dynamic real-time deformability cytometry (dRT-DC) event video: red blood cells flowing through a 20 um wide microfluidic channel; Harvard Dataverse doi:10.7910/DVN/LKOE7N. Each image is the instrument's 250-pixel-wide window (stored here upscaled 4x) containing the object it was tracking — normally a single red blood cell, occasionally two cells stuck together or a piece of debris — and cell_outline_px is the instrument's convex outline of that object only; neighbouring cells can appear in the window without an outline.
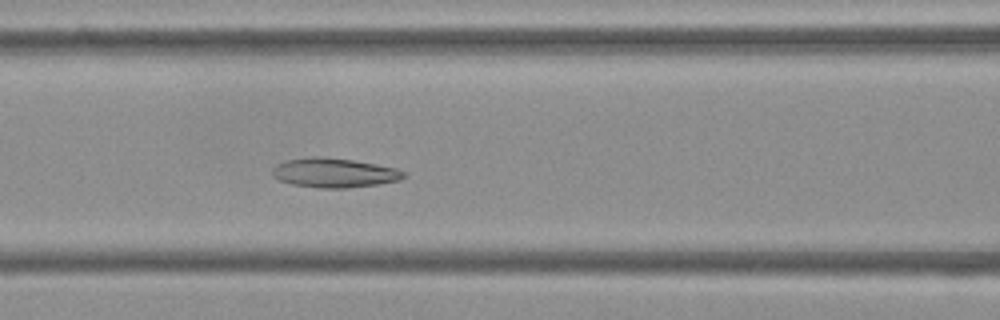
{"species": "Egyptian fruit bat (a non-hibernating species)", "species_latin": "Rousettus aegyptiacus", "temperature_condition": "cold", "stored_images_in_passage": 53, "camera_frame_rate_fps": 3000, "um_per_image_px": 0.085, "frame": {"image": 1, "passage_image": 22, "time_ms": 7.0, "image_size_px": [1000, 320], "cell_outline_px": [[408, 176], [400, 180], [376, 184], [348, 188], [316, 188], [292, 184], [280, 180], [272, 176], [272, 168], [276, 164], [284, 160], [316, 156], [324, 156], [352, 160], [396, 168], [408, 172]], "centroid_in_image_um": [28.41, 14.68], "position_along_channel_um": 138.2, "area_um2": 22.72}}
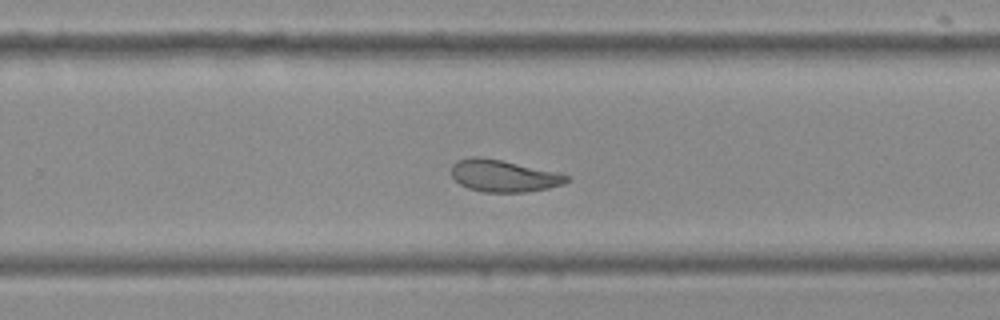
{"frame": {"image": 2, "passage_image": 34, "time_ms": 11.0, "image_size_px": [1000, 320], "cell_outline_px": [[572, 180], [564, 184], [548, 188], [524, 192], [484, 192], [468, 188], [460, 184], [452, 176], [452, 164], [456, 160], [472, 156], [480, 156], [500, 160], [556, 172], [572, 176]], "centroid_in_image_um": [42.82, 14.95], "position_along_channel_um": 287.0, "area_um2": 21.5}}
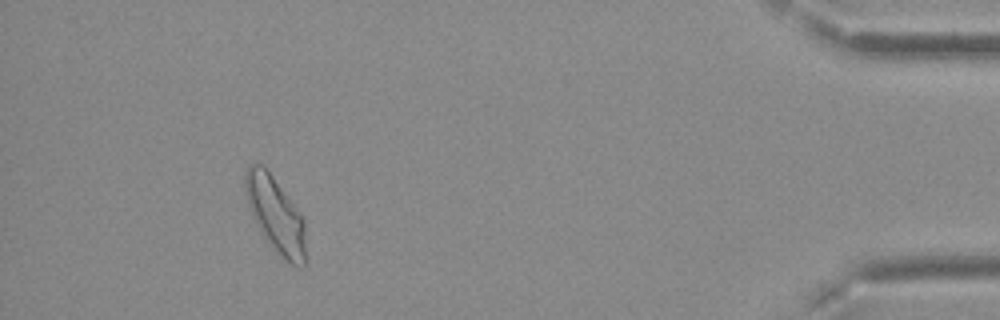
{"frame": {"image": 3, "passage_image": 49, "time_ms": 16.0, "image_size_px": [1000, 320], "cell_outline_px": [[304, 268], [300, 268], [292, 264], [280, 256], [276, 252], [260, 232], [252, 216], [248, 204], [244, 184], [244, 172], [248, 164], [260, 164], [272, 176], [300, 212], [304, 220]], "centroid_in_image_um": [23.39, 18.25], "position_along_channel_um": 411.8, "area_um2": 26.3}, "authors_computed_cell_mechanics": {"area_um2": 23.7558, "velocity_mm_per_s": 3.7299, "shape_relaxation_time_tau1_ms": null, "shape_relaxation_time_tau2_ms": 2.5594, "deformation_change_tau1": null, "deformation_change_tau2": 0.0889}}